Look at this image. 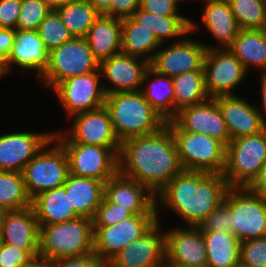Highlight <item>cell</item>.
<instances>
[{"mask_svg": "<svg viewBox=\"0 0 266 267\" xmlns=\"http://www.w3.org/2000/svg\"><path fill=\"white\" fill-rule=\"evenodd\" d=\"M2 244L1 232H0V246Z\"/></svg>", "mask_w": 266, "mask_h": 267, "instance_id": "obj_56", "label": "cell"}, {"mask_svg": "<svg viewBox=\"0 0 266 267\" xmlns=\"http://www.w3.org/2000/svg\"><path fill=\"white\" fill-rule=\"evenodd\" d=\"M40 226L39 256L59 260L94 253L93 220L77 217Z\"/></svg>", "mask_w": 266, "mask_h": 267, "instance_id": "obj_4", "label": "cell"}, {"mask_svg": "<svg viewBox=\"0 0 266 267\" xmlns=\"http://www.w3.org/2000/svg\"><path fill=\"white\" fill-rule=\"evenodd\" d=\"M237 267H247V266H243V265L239 264Z\"/></svg>", "mask_w": 266, "mask_h": 267, "instance_id": "obj_57", "label": "cell"}, {"mask_svg": "<svg viewBox=\"0 0 266 267\" xmlns=\"http://www.w3.org/2000/svg\"><path fill=\"white\" fill-rule=\"evenodd\" d=\"M198 227L202 231L231 232V211L228 204L223 201Z\"/></svg>", "mask_w": 266, "mask_h": 267, "instance_id": "obj_42", "label": "cell"}, {"mask_svg": "<svg viewBox=\"0 0 266 267\" xmlns=\"http://www.w3.org/2000/svg\"><path fill=\"white\" fill-rule=\"evenodd\" d=\"M226 123L230 140L242 136L255 135L266 128L258 107L234 95L214 98Z\"/></svg>", "mask_w": 266, "mask_h": 267, "instance_id": "obj_22", "label": "cell"}, {"mask_svg": "<svg viewBox=\"0 0 266 267\" xmlns=\"http://www.w3.org/2000/svg\"><path fill=\"white\" fill-rule=\"evenodd\" d=\"M69 195L70 204L79 217L94 218L104 196V182L68 174L62 185Z\"/></svg>", "mask_w": 266, "mask_h": 267, "instance_id": "obj_26", "label": "cell"}, {"mask_svg": "<svg viewBox=\"0 0 266 267\" xmlns=\"http://www.w3.org/2000/svg\"><path fill=\"white\" fill-rule=\"evenodd\" d=\"M229 49L247 71L253 65L266 72V29H241Z\"/></svg>", "mask_w": 266, "mask_h": 267, "instance_id": "obj_31", "label": "cell"}, {"mask_svg": "<svg viewBox=\"0 0 266 267\" xmlns=\"http://www.w3.org/2000/svg\"><path fill=\"white\" fill-rule=\"evenodd\" d=\"M157 214H134L110 226H94V253L108 263L123 248L147 231L159 218Z\"/></svg>", "mask_w": 266, "mask_h": 267, "instance_id": "obj_13", "label": "cell"}, {"mask_svg": "<svg viewBox=\"0 0 266 267\" xmlns=\"http://www.w3.org/2000/svg\"><path fill=\"white\" fill-rule=\"evenodd\" d=\"M21 10V0H0V28L15 29Z\"/></svg>", "mask_w": 266, "mask_h": 267, "instance_id": "obj_44", "label": "cell"}, {"mask_svg": "<svg viewBox=\"0 0 266 267\" xmlns=\"http://www.w3.org/2000/svg\"><path fill=\"white\" fill-rule=\"evenodd\" d=\"M133 215L134 214L130 210L121 207V205L117 203L110 202L103 196L101 204L98 206L93 218V226L114 225Z\"/></svg>", "mask_w": 266, "mask_h": 267, "instance_id": "obj_41", "label": "cell"}, {"mask_svg": "<svg viewBox=\"0 0 266 267\" xmlns=\"http://www.w3.org/2000/svg\"><path fill=\"white\" fill-rule=\"evenodd\" d=\"M89 47L99 64L109 57L121 53V19L100 14L89 29L87 36Z\"/></svg>", "mask_w": 266, "mask_h": 267, "instance_id": "obj_25", "label": "cell"}, {"mask_svg": "<svg viewBox=\"0 0 266 267\" xmlns=\"http://www.w3.org/2000/svg\"><path fill=\"white\" fill-rule=\"evenodd\" d=\"M104 196L133 214H157L156 196L146 186L119 171L104 183Z\"/></svg>", "mask_w": 266, "mask_h": 267, "instance_id": "obj_23", "label": "cell"}, {"mask_svg": "<svg viewBox=\"0 0 266 267\" xmlns=\"http://www.w3.org/2000/svg\"><path fill=\"white\" fill-rule=\"evenodd\" d=\"M104 106L110 114L114 132L121 143L155 132L166 123L140 90L106 94Z\"/></svg>", "mask_w": 266, "mask_h": 267, "instance_id": "obj_3", "label": "cell"}, {"mask_svg": "<svg viewBox=\"0 0 266 267\" xmlns=\"http://www.w3.org/2000/svg\"><path fill=\"white\" fill-rule=\"evenodd\" d=\"M119 172L146 186L155 196L184 169L166 122L157 131L121 143Z\"/></svg>", "mask_w": 266, "mask_h": 267, "instance_id": "obj_1", "label": "cell"}, {"mask_svg": "<svg viewBox=\"0 0 266 267\" xmlns=\"http://www.w3.org/2000/svg\"><path fill=\"white\" fill-rule=\"evenodd\" d=\"M240 264L247 267H266V236L241 242Z\"/></svg>", "mask_w": 266, "mask_h": 267, "instance_id": "obj_40", "label": "cell"}, {"mask_svg": "<svg viewBox=\"0 0 266 267\" xmlns=\"http://www.w3.org/2000/svg\"><path fill=\"white\" fill-rule=\"evenodd\" d=\"M159 219L108 263L112 267H165V232Z\"/></svg>", "mask_w": 266, "mask_h": 267, "instance_id": "obj_17", "label": "cell"}, {"mask_svg": "<svg viewBox=\"0 0 266 267\" xmlns=\"http://www.w3.org/2000/svg\"><path fill=\"white\" fill-rule=\"evenodd\" d=\"M207 265V250L198 226L165 232V267H201Z\"/></svg>", "mask_w": 266, "mask_h": 267, "instance_id": "obj_15", "label": "cell"}, {"mask_svg": "<svg viewBox=\"0 0 266 267\" xmlns=\"http://www.w3.org/2000/svg\"><path fill=\"white\" fill-rule=\"evenodd\" d=\"M224 201L231 211V233L240 242L266 236V203L248 187H230Z\"/></svg>", "mask_w": 266, "mask_h": 267, "instance_id": "obj_9", "label": "cell"}, {"mask_svg": "<svg viewBox=\"0 0 266 267\" xmlns=\"http://www.w3.org/2000/svg\"><path fill=\"white\" fill-rule=\"evenodd\" d=\"M202 24L219 41V45L229 48L241 30L231 10L228 0H205Z\"/></svg>", "mask_w": 266, "mask_h": 267, "instance_id": "obj_27", "label": "cell"}, {"mask_svg": "<svg viewBox=\"0 0 266 267\" xmlns=\"http://www.w3.org/2000/svg\"><path fill=\"white\" fill-rule=\"evenodd\" d=\"M50 11L42 0H21L16 30H37Z\"/></svg>", "mask_w": 266, "mask_h": 267, "instance_id": "obj_39", "label": "cell"}, {"mask_svg": "<svg viewBox=\"0 0 266 267\" xmlns=\"http://www.w3.org/2000/svg\"><path fill=\"white\" fill-rule=\"evenodd\" d=\"M229 188L223 174L183 170L156 194L157 216L160 202L187 226H199L224 201Z\"/></svg>", "mask_w": 266, "mask_h": 267, "instance_id": "obj_2", "label": "cell"}, {"mask_svg": "<svg viewBox=\"0 0 266 267\" xmlns=\"http://www.w3.org/2000/svg\"><path fill=\"white\" fill-rule=\"evenodd\" d=\"M139 5L140 0H113L110 8L104 14L122 20L131 17Z\"/></svg>", "mask_w": 266, "mask_h": 267, "instance_id": "obj_47", "label": "cell"}, {"mask_svg": "<svg viewBox=\"0 0 266 267\" xmlns=\"http://www.w3.org/2000/svg\"><path fill=\"white\" fill-rule=\"evenodd\" d=\"M167 123L174 135L184 170L223 173L226 146L221 141L200 133L183 131L173 120Z\"/></svg>", "mask_w": 266, "mask_h": 267, "instance_id": "obj_6", "label": "cell"}, {"mask_svg": "<svg viewBox=\"0 0 266 267\" xmlns=\"http://www.w3.org/2000/svg\"><path fill=\"white\" fill-rule=\"evenodd\" d=\"M122 22V48L121 52L142 58L149 63L153 60L155 53L162 44L157 40L154 32L136 22L132 17L121 20Z\"/></svg>", "mask_w": 266, "mask_h": 267, "instance_id": "obj_29", "label": "cell"}, {"mask_svg": "<svg viewBox=\"0 0 266 267\" xmlns=\"http://www.w3.org/2000/svg\"><path fill=\"white\" fill-rule=\"evenodd\" d=\"M74 116L71 131L64 135L57 131L53 132L54 139L58 142H75L107 147L119 156L121 142L114 132L110 114L105 106Z\"/></svg>", "mask_w": 266, "mask_h": 267, "instance_id": "obj_11", "label": "cell"}, {"mask_svg": "<svg viewBox=\"0 0 266 267\" xmlns=\"http://www.w3.org/2000/svg\"><path fill=\"white\" fill-rule=\"evenodd\" d=\"M48 55L37 30H15V41L0 70L2 77L13 63L23 70H36L40 78L48 65Z\"/></svg>", "mask_w": 266, "mask_h": 267, "instance_id": "obj_24", "label": "cell"}, {"mask_svg": "<svg viewBox=\"0 0 266 267\" xmlns=\"http://www.w3.org/2000/svg\"><path fill=\"white\" fill-rule=\"evenodd\" d=\"M207 250V266L237 267L240 264L238 238L228 231H202Z\"/></svg>", "mask_w": 266, "mask_h": 267, "instance_id": "obj_30", "label": "cell"}, {"mask_svg": "<svg viewBox=\"0 0 266 267\" xmlns=\"http://www.w3.org/2000/svg\"><path fill=\"white\" fill-rule=\"evenodd\" d=\"M37 31L48 52L73 38L56 10H51L47 14Z\"/></svg>", "mask_w": 266, "mask_h": 267, "instance_id": "obj_38", "label": "cell"}, {"mask_svg": "<svg viewBox=\"0 0 266 267\" xmlns=\"http://www.w3.org/2000/svg\"><path fill=\"white\" fill-rule=\"evenodd\" d=\"M138 57L119 53L103 60L99 68L101 74L113 86H104L105 94L141 90L149 75L146 72L150 63ZM113 87V88H112Z\"/></svg>", "mask_w": 266, "mask_h": 267, "instance_id": "obj_18", "label": "cell"}, {"mask_svg": "<svg viewBox=\"0 0 266 267\" xmlns=\"http://www.w3.org/2000/svg\"><path fill=\"white\" fill-rule=\"evenodd\" d=\"M102 267H112L109 263H105Z\"/></svg>", "mask_w": 266, "mask_h": 267, "instance_id": "obj_55", "label": "cell"}, {"mask_svg": "<svg viewBox=\"0 0 266 267\" xmlns=\"http://www.w3.org/2000/svg\"><path fill=\"white\" fill-rule=\"evenodd\" d=\"M26 267H57V260L35 257Z\"/></svg>", "mask_w": 266, "mask_h": 267, "instance_id": "obj_50", "label": "cell"}, {"mask_svg": "<svg viewBox=\"0 0 266 267\" xmlns=\"http://www.w3.org/2000/svg\"><path fill=\"white\" fill-rule=\"evenodd\" d=\"M266 187V162L262 165L259 175L248 187L251 191L260 193Z\"/></svg>", "mask_w": 266, "mask_h": 267, "instance_id": "obj_49", "label": "cell"}, {"mask_svg": "<svg viewBox=\"0 0 266 267\" xmlns=\"http://www.w3.org/2000/svg\"><path fill=\"white\" fill-rule=\"evenodd\" d=\"M180 39L156 51L150 63L154 71L172 78L182 73L203 70V61L207 51L204 43L190 40V38Z\"/></svg>", "mask_w": 266, "mask_h": 267, "instance_id": "obj_16", "label": "cell"}, {"mask_svg": "<svg viewBox=\"0 0 266 267\" xmlns=\"http://www.w3.org/2000/svg\"><path fill=\"white\" fill-rule=\"evenodd\" d=\"M136 22L151 29L163 45L168 38L190 34L197 25L185 16H162L148 13L138 8L131 16ZM167 38V39H166Z\"/></svg>", "mask_w": 266, "mask_h": 267, "instance_id": "obj_32", "label": "cell"}, {"mask_svg": "<svg viewBox=\"0 0 266 267\" xmlns=\"http://www.w3.org/2000/svg\"><path fill=\"white\" fill-rule=\"evenodd\" d=\"M262 78H261V95H262V105H261V107H262V110H263V112L264 113H262L261 111V108H258V109H260L259 111H260V114H261V117H262V119L266 122V120H265V116H263L264 114H266V72H264L263 74H262V76H261Z\"/></svg>", "mask_w": 266, "mask_h": 267, "instance_id": "obj_51", "label": "cell"}, {"mask_svg": "<svg viewBox=\"0 0 266 267\" xmlns=\"http://www.w3.org/2000/svg\"><path fill=\"white\" fill-rule=\"evenodd\" d=\"M32 206L22 172L0 171V211Z\"/></svg>", "mask_w": 266, "mask_h": 267, "instance_id": "obj_36", "label": "cell"}, {"mask_svg": "<svg viewBox=\"0 0 266 267\" xmlns=\"http://www.w3.org/2000/svg\"><path fill=\"white\" fill-rule=\"evenodd\" d=\"M73 37H86L100 12L88 0H72L56 9Z\"/></svg>", "mask_w": 266, "mask_h": 267, "instance_id": "obj_35", "label": "cell"}, {"mask_svg": "<svg viewBox=\"0 0 266 267\" xmlns=\"http://www.w3.org/2000/svg\"><path fill=\"white\" fill-rule=\"evenodd\" d=\"M53 138L51 133L15 132L0 135V171L22 172Z\"/></svg>", "mask_w": 266, "mask_h": 267, "instance_id": "obj_21", "label": "cell"}, {"mask_svg": "<svg viewBox=\"0 0 266 267\" xmlns=\"http://www.w3.org/2000/svg\"><path fill=\"white\" fill-rule=\"evenodd\" d=\"M32 208L39 225L67 222L79 217L70 204L63 186L45 191L32 199Z\"/></svg>", "mask_w": 266, "mask_h": 267, "instance_id": "obj_28", "label": "cell"}, {"mask_svg": "<svg viewBox=\"0 0 266 267\" xmlns=\"http://www.w3.org/2000/svg\"><path fill=\"white\" fill-rule=\"evenodd\" d=\"M139 8L155 15L182 16L178 13V3L175 0H140Z\"/></svg>", "mask_w": 266, "mask_h": 267, "instance_id": "obj_45", "label": "cell"}, {"mask_svg": "<svg viewBox=\"0 0 266 267\" xmlns=\"http://www.w3.org/2000/svg\"><path fill=\"white\" fill-rule=\"evenodd\" d=\"M85 37H73L49 52L48 65L40 80L46 87L54 88L68 78L88 74L99 69Z\"/></svg>", "mask_w": 266, "mask_h": 267, "instance_id": "obj_8", "label": "cell"}, {"mask_svg": "<svg viewBox=\"0 0 266 267\" xmlns=\"http://www.w3.org/2000/svg\"><path fill=\"white\" fill-rule=\"evenodd\" d=\"M240 29H266V0H228Z\"/></svg>", "mask_w": 266, "mask_h": 267, "instance_id": "obj_37", "label": "cell"}, {"mask_svg": "<svg viewBox=\"0 0 266 267\" xmlns=\"http://www.w3.org/2000/svg\"><path fill=\"white\" fill-rule=\"evenodd\" d=\"M174 87V117L181 109L208 100L204 70L182 73L172 77Z\"/></svg>", "mask_w": 266, "mask_h": 267, "instance_id": "obj_33", "label": "cell"}, {"mask_svg": "<svg viewBox=\"0 0 266 267\" xmlns=\"http://www.w3.org/2000/svg\"><path fill=\"white\" fill-rule=\"evenodd\" d=\"M65 149L69 173L104 183L119 171L118 155L110 148L75 142H59Z\"/></svg>", "mask_w": 266, "mask_h": 267, "instance_id": "obj_12", "label": "cell"}, {"mask_svg": "<svg viewBox=\"0 0 266 267\" xmlns=\"http://www.w3.org/2000/svg\"><path fill=\"white\" fill-rule=\"evenodd\" d=\"M35 257L28 251L3 243L0 246V267H26Z\"/></svg>", "mask_w": 266, "mask_h": 267, "instance_id": "obj_43", "label": "cell"}, {"mask_svg": "<svg viewBox=\"0 0 266 267\" xmlns=\"http://www.w3.org/2000/svg\"><path fill=\"white\" fill-rule=\"evenodd\" d=\"M172 120L183 131L207 135L225 146L230 142L226 123L214 98L181 109Z\"/></svg>", "mask_w": 266, "mask_h": 267, "instance_id": "obj_19", "label": "cell"}, {"mask_svg": "<svg viewBox=\"0 0 266 267\" xmlns=\"http://www.w3.org/2000/svg\"><path fill=\"white\" fill-rule=\"evenodd\" d=\"M105 262L95 253L57 260V267H102Z\"/></svg>", "mask_w": 266, "mask_h": 267, "instance_id": "obj_46", "label": "cell"}, {"mask_svg": "<svg viewBox=\"0 0 266 267\" xmlns=\"http://www.w3.org/2000/svg\"><path fill=\"white\" fill-rule=\"evenodd\" d=\"M68 174L69 162L67 153L54 138L42 147L22 171L26 189L31 199L40 193L61 187L65 183Z\"/></svg>", "mask_w": 266, "mask_h": 267, "instance_id": "obj_7", "label": "cell"}, {"mask_svg": "<svg viewBox=\"0 0 266 267\" xmlns=\"http://www.w3.org/2000/svg\"><path fill=\"white\" fill-rule=\"evenodd\" d=\"M51 10H56L72 0H42Z\"/></svg>", "mask_w": 266, "mask_h": 267, "instance_id": "obj_53", "label": "cell"}, {"mask_svg": "<svg viewBox=\"0 0 266 267\" xmlns=\"http://www.w3.org/2000/svg\"><path fill=\"white\" fill-rule=\"evenodd\" d=\"M149 76L156 77L141 92L151 107L167 122L174 118V87L171 77L161 75L149 67L146 71Z\"/></svg>", "mask_w": 266, "mask_h": 267, "instance_id": "obj_34", "label": "cell"}, {"mask_svg": "<svg viewBox=\"0 0 266 267\" xmlns=\"http://www.w3.org/2000/svg\"><path fill=\"white\" fill-rule=\"evenodd\" d=\"M101 75L99 68L68 78L53 88L69 117L104 106L106 94L102 83H99Z\"/></svg>", "mask_w": 266, "mask_h": 267, "instance_id": "obj_14", "label": "cell"}, {"mask_svg": "<svg viewBox=\"0 0 266 267\" xmlns=\"http://www.w3.org/2000/svg\"><path fill=\"white\" fill-rule=\"evenodd\" d=\"M101 14H104L111 6L113 0H88Z\"/></svg>", "mask_w": 266, "mask_h": 267, "instance_id": "obj_52", "label": "cell"}, {"mask_svg": "<svg viewBox=\"0 0 266 267\" xmlns=\"http://www.w3.org/2000/svg\"><path fill=\"white\" fill-rule=\"evenodd\" d=\"M207 48L204 61L205 89L210 98L221 95H234L232 90L240 84L247 70L229 48L210 46Z\"/></svg>", "mask_w": 266, "mask_h": 267, "instance_id": "obj_10", "label": "cell"}, {"mask_svg": "<svg viewBox=\"0 0 266 267\" xmlns=\"http://www.w3.org/2000/svg\"><path fill=\"white\" fill-rule=\"evenodd\" d=\"M266 162V128L258 134L230 140L223 176L229 187H249Z\"/></svg>", "mask_w": 266, "mask_h": 267, "instance_id": "obj_5", "label": "cell"}, {"mask_svg": "<svg viewBox=\"0 0 266 267\" xmlns=\"http://www.w3.org/2000/svg\"><path fill=\"white\" fill-rule=\"evenodd\" d=\"M2 242L39 256L40 226L32 206L0 215Z\"/></svg>", "mask_w": 266, "mask_h": 267, "instance_id": "obj_20", "label": "cell"}, {"mask_svg": "<svg viewBox=\"0 0 266 267\" xmlns=\"http://www.w3.org/2000/svg\"><path fill=\"white\" fill-rule=\"evenodd\" d=\"M15 41V29L0 28V70Z\"/></svg>", "mask_w": 266, "mask_h": 267, "instance_id": "obj_48", "label": "cell"}, {"mask_svg": "<svg viewBox=\"0 0 266 267\" xmlns=\"http://www.w3.org/2000/svg\"><path fill=\"white\" fill-rule=\"evenodd\" d=\"M259 194L261 195L262 199L266 203V187Z\"/></svg>", "mask_w": 266, "mask_h": 267, "instance_id": "obj_54", "label": "cell"}]
</instances>
